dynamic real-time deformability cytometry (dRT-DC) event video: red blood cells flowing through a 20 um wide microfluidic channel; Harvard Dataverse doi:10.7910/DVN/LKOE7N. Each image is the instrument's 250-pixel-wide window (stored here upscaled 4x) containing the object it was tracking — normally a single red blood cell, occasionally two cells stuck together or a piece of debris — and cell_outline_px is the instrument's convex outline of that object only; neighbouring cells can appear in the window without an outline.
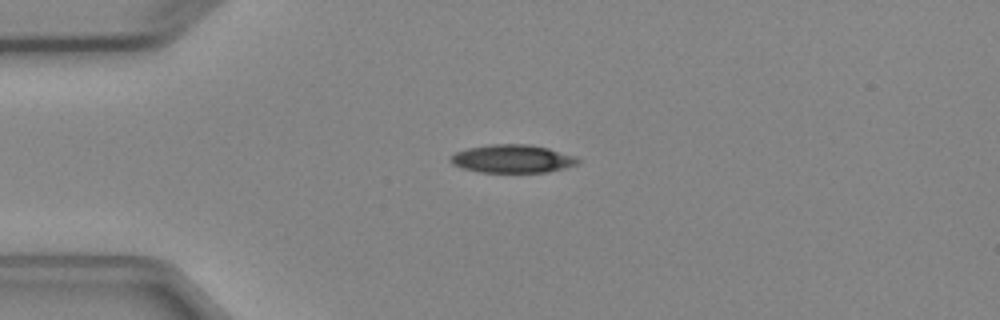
{"species": "Egyptian fruit bat (a non-hibernating species)", "species_latin": "Rousettus aegyptiacus", "temperature_condition": "cold", "stored_images_in_passage": 3, "camera_frame_rate_fps": 3000, "um_per_image_px": 0.085, "animal": {"sex": "female"}, "frame": {"image": 1, "passage_image": 1, "time_ms": 0.0, "image_size_px": [1000, 320], "cell_outline_px": [[580, 160], [576, 164], [564, 168], [548, 172], [480, 172], [464, 168], [452, 164], [448, 160], [456, 152], [468, 148], [488, 144], [528, 144], [548, 148], [576, 156]], "centroid_in_image_um": [43.55, 13.49], "position_along_channel_um": 41.4, "area_um2": 20.81}}